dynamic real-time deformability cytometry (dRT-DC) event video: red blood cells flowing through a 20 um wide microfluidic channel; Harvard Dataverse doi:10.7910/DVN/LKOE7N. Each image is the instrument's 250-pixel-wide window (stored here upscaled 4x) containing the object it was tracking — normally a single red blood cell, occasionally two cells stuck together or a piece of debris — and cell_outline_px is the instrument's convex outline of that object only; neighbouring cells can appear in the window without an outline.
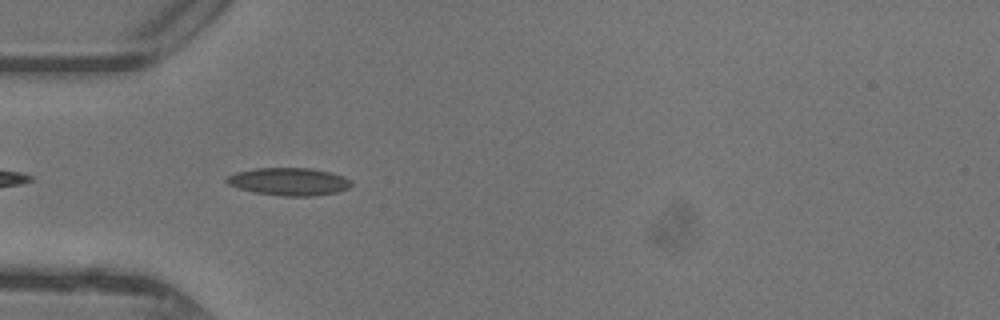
{"species": "common noctule bat (a hibernating species)", "species_latin": "Nyctalus noctula", "temperature_condition": "warm", "stored_images_in_passage": 19, "camera_frame_rate_fps": 3000, "um_per_image_px": 0.085, "animal": {"sex": "female"}, "frame": {"image": 1, "passage_image": 2, "time_ms": 0.333, "image_size_px": [1000, 320], "cell_outline_px": [[352, 184], [348, 188], [336, 192], [312, 196], [280, 196], [256, 192], [240, 188], [228, 184], [224, 180], [228, 176], [236, 172], [256, 168], [312, 168], [332, 172], [344, 176], [352, 180]], "centroid_in_image_um": [24.6, 15.43], "position_along_channel_um": 60.4, "area_um2": 20.11}}
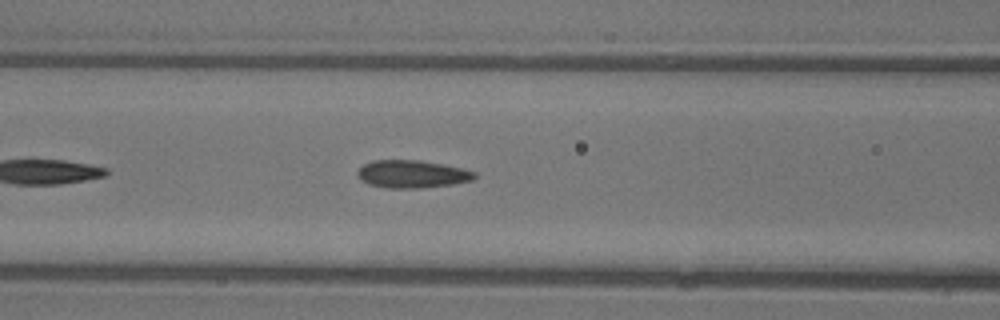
{"frame": {"image": 2, "passage_image": 7, "time_ms": 2.0, "image_size_px": [1000, 320], "cell_outline_px": [[476, 176], [472, 180], [452, 184], [420, 188], [388, 188], [368, 184], [360, 180], [356, 172], [364, 164], [372, 160], [420, 160], [444, 164], [464, 168], [476, 172]], "centroid_in_image_um": [35.02, 14.79], "position_along_channel_um": 131.6, "area_um2": 19.02}}
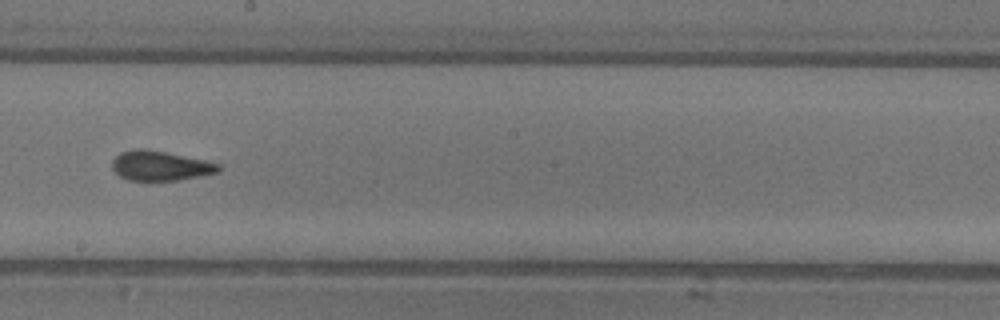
{"frame": {"image": 3, "passage_image": 14, "time_ms": 4.333, "image_size_px": [1000, 320], "cell_outline_px": [[220, 172], [176, 180], [128, 180], [120, 176], [112, 168], [112, 160], [120, 152], [132, 148], [148, 148], [208, 160], [220, 164]], "centroid_in_image_um": [13.62, 14.06], "position_along_channel_um": 234.6, "area_um2": 18.67}}